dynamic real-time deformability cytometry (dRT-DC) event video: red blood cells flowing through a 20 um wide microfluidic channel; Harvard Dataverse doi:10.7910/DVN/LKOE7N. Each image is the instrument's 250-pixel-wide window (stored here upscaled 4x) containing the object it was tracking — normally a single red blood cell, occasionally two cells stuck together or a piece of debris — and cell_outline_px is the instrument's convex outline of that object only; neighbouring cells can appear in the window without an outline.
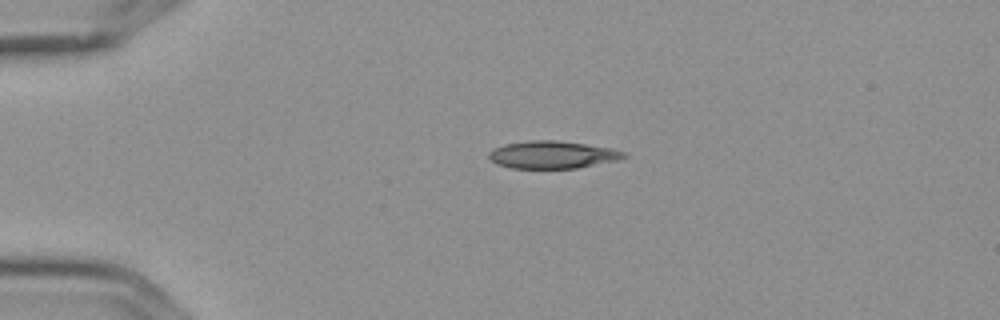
{"species": "Egyptian fruit bat (a non-hibernating species)", "species_latin": "Rousettus aegyptiacus", "temperature_condition": "cold", "stored_images_in_passage": 2, "camera_frame_rate_fps": 3000, "um_per_image_px": 0.085, "frame": {"image": 1, "passage_image": 1, "time_ms": 0.0, "image_size_px": [1000, 320], "cell_outline_px": [[628, 156], [616, 160], [576, 168], [512, 168], [496, 164], [488, 160], [488, 152], [492, 148], [504, 144], [528, 140], [556, 140], [612, 148], [624, 152]], "centroid_in_image_um": [46.88, 13.14], "position_along_channel_um": 38.1, "area_um2": 21.68}}